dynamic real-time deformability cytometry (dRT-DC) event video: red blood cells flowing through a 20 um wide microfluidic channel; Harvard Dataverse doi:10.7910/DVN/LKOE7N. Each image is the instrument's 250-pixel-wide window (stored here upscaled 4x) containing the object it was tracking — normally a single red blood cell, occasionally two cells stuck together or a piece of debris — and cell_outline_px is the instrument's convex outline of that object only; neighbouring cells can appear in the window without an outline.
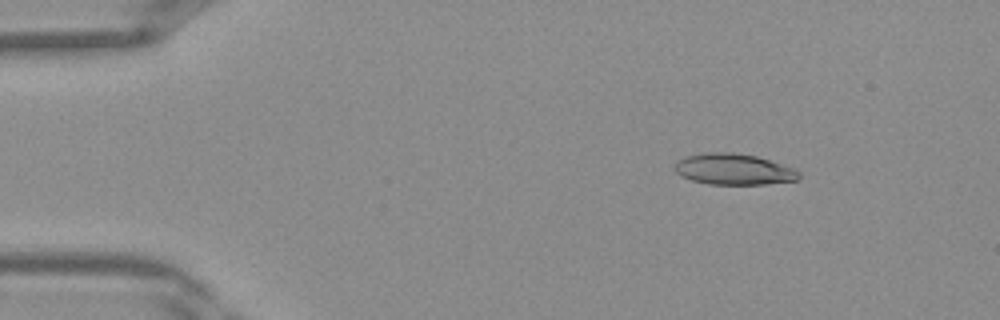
{"species": "Egyptian fruit bat (a non-hibernating species)", "species_latin": "Rousettus aegyptiacus", "temperature_condition": "warm", "stored_images_in_passage": 39, "camera_frame_rate_fps": 3000, "um_per_image_px": 0.085, "frame": {"image": 1, "passage_image": 5, "time_ms": 1.333, "image_size_px": [1000, 320], "cell_outline_px": [[800, 176], [796, 180], [764, 184], [708, 184], [692, 180], [680, 176], [676, 172], [676, 164], [680, 160], [688, 156], [704, 152], [732, 152], [756, 156], [796, 168], [800, 172]], "centroid_in_image_um": [62.4, 14.38], "position_along_channel_um": 22.6, "area_um2": 22.37}}
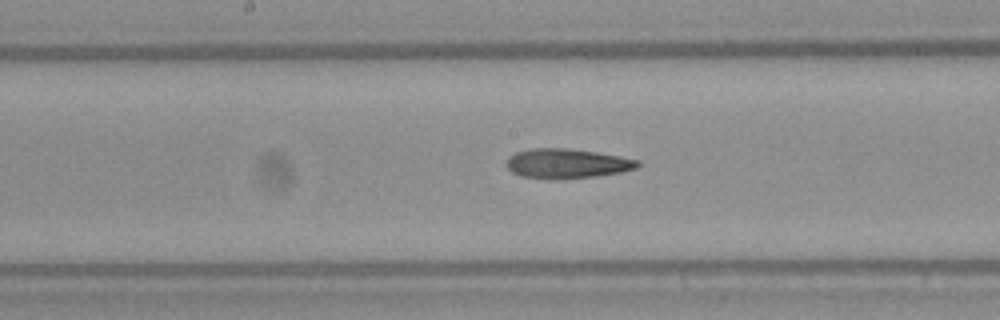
{"frame": {"image": 2, "passage_image": 20, "time_ms": 6.333, "image_size_px": [1000, 320], "cell_outline_px": [[640, 164], [636, 168], [620, 172], [596, 176], [548, 180], [520, 176], [512, 172], [504, 164], [508, 156], [516, 152], [532, 148], [568, 148], [596, 152], [620, 156], [640, 160]], "centroid_in_image_um": [48.14, 13.9], "position_along_channel_um": 200.1, "area_um2": 22.89}}
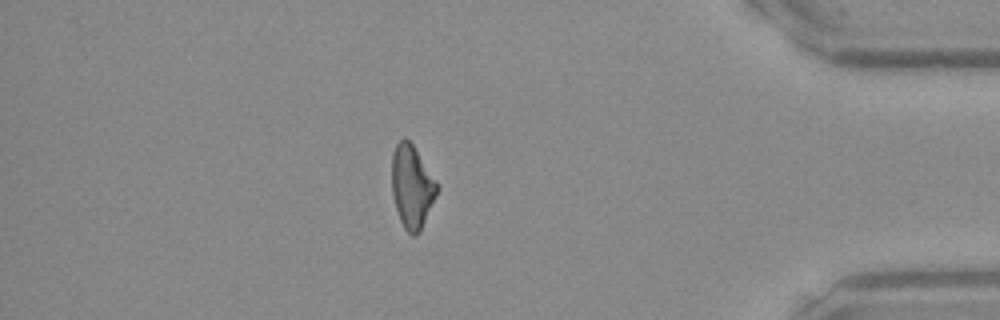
{"frame": {"image": 3, "passage_image": 34, "time_ms": 11.0, "image_size_px": [1000, 320], "cell_outline_px": [[440, 188], [420, 232], [416, 236], [412, 236], [404, 228], [400, 220], [396, 208], [392, 192], [392, 152], [396, 144], [404, 136], [412, 144], [436, 180]], "centroid_in_image_um": [35.02, 15.87], "position_along_channel_um": 400.2, "area_um2": 21.91}}